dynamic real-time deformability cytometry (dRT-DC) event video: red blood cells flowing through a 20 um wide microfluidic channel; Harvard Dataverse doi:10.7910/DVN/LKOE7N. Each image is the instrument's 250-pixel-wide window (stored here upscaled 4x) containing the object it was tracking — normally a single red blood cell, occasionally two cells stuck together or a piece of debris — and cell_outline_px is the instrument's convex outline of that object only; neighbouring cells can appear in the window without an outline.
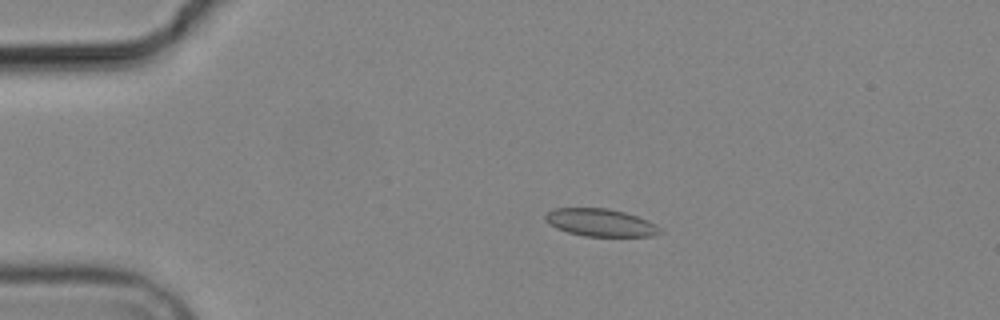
{"species": "common noctule bat (a hibernating species)", "species_latin": "Nyctalus noctula", "temperature_condition": "cold", "stored_images_in_passage": 4, "camera_frame_rate_fps": 3000, "um_per_image_px": 0.085, "animal": {"sex": "male", "body_mass_g": 19.2, "forearm_length_mm": 51.8}, "frame": {"image": 1, "passage_image": 3, "time_ms": 2.333, "image_size_px": [1000, 320], "cell_outline_px": [[664, 232], [652, 236], [584, 236], [568, 232], [556, 228], [548, 224], [544, 220], [544, 216], [548, 212], [556, 208], [608, 208], [624, 212], [648, 220], [656, 224]], "centroid_in_image_um": [51.04, 18.92], "position_along_channel_um": 34.0, "area_um2": 18.5}}